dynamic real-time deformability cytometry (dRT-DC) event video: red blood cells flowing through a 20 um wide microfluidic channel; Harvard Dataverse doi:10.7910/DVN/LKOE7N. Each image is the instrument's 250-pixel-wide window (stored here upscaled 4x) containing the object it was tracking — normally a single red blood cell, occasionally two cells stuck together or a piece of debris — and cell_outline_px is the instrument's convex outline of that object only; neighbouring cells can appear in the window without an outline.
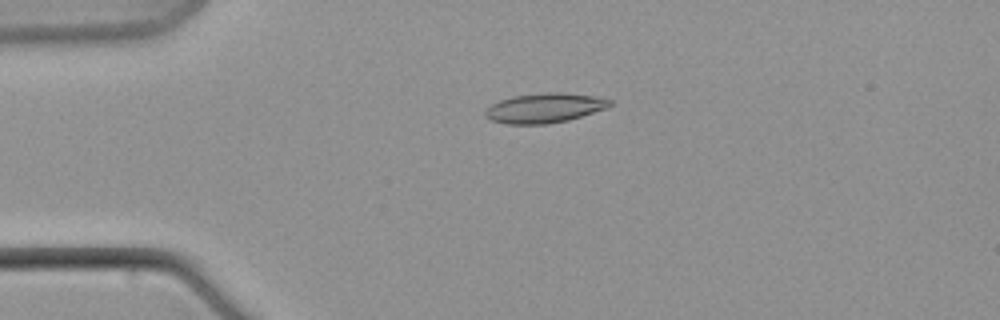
{"species": "common noctule bat (a hibernating species)", "species_latin": "Nyctalus noctula", "temperature_condition": "warm", "stored_images_in_passage": 7, "camera_frame_rate_fps": 3000, "um_per_image_px": 0.085, "animal": {"sex": "male", "body_mass_g": 21.5, "forearm_length_mm": 52.0}, "frame": {"image": 1, "passage_image": 5, "time_ms": 4.667, "image_size_px": [1000, 320], "cell_outline_px": [[612, 104], [608, 108], [568, 120], [544, 124], [508, 124], [492, 120], [484, 116], [484, 112], [492, 104], [500, 100], [512, 96], [544, 92], [564, 92], [596, 96], [612, 100]], "centroid_in_image_um": [46.31, 9.16], "position_along_channel_um": 38.7, "area_um2": 21.62}}
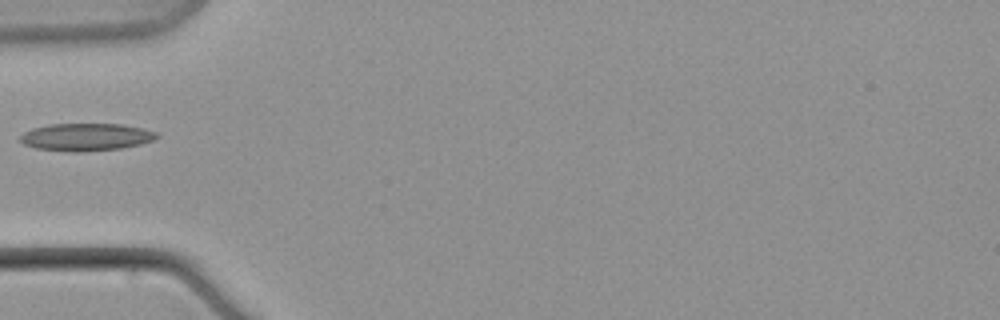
{"frame": {"image": 2, "passage_image": 7, "time_ms": 7.333, "image_size_px": [1000, 320], "cell_outline_px": [[160, 136], [152, 140], [140, 144], [120, 148], [80, 152], [72, 152], [36, 148], [24, 144], [20, 140], [20, 136], [24, 132], [32, 128], [48, 124], [124, 124], [144, 128], [156, 132]], "centroid_in_image_um": [7.32, 11.64], "position_along_channel_um": 77.7, "area_um2": 21.91}}